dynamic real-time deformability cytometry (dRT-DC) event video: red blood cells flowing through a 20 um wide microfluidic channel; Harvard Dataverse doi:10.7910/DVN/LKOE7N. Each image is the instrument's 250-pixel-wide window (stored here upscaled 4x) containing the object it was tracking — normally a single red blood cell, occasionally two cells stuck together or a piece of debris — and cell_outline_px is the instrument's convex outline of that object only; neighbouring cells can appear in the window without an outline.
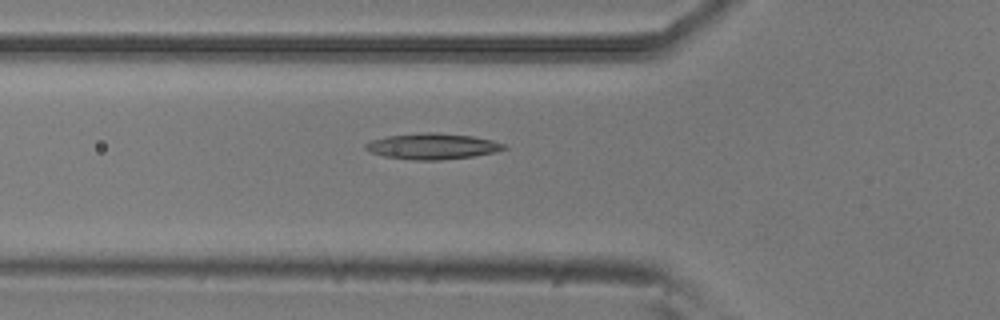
{"species": "common noctule bat (a hibernating species)", "species_latin": "Nyctalus noctula", "temperature_condition": "room temperature", "stored_images_in_passage": 6, "camera_frame_rate_fps": 3000, "um_per_image_px": 0.085, "animal": {"sex": "male", "body_mass_g": 20.5, "forearm_length_mm": 52.5}, "frame": {"image": 1, "passage_image": 6, "time_ms": 1.667, "image_size_px": [1000, 320], "cell_outline_px": [[508, 148], [496, 152], [472, 156], [440, 160], [412, 160], [384, 156], [372, 152], [364, 148], [364, 144], [372, 140], [384, 136], [420, 132], [436, 132], [472, 136], [492, 140], [504, 144]], "centroid_in_image_um": [36.74, 12.42], "position_along_channel_um": 89.1, "area_um2": 20.98}}